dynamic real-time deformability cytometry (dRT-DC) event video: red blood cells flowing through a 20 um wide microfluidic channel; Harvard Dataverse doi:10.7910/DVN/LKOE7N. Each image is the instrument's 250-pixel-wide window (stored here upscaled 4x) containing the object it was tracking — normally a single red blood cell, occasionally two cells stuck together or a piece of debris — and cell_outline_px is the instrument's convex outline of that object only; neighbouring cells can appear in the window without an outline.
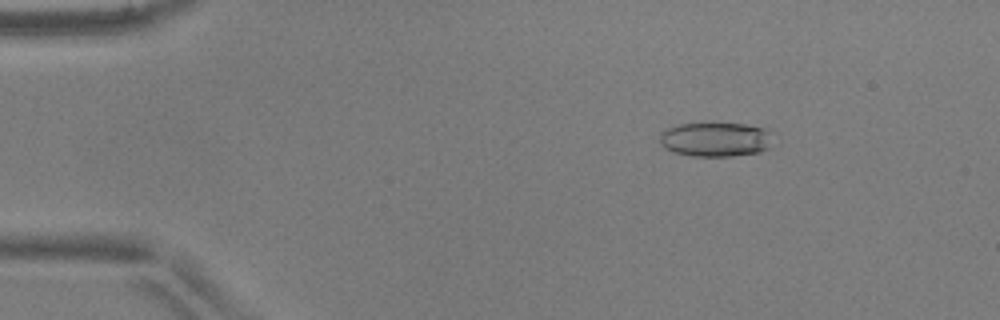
{"species": "common noctule bat (a hibernating species)", "species_latin": "Nyctalus noctula", "temperature_condition": "warm", "stored_images_in_passage": 52, "camera_frame_rate_fps": 3000, "um_per_image_px": 0.085, "animal": {"sex": "male", "body_mass_g": 17.9, "forearm_length_mm": 54.2}, "frame": {"image": 1, "passage_image": 8, "time_ms": 2.333, "image_size_px": [1000, 320], "cell_outline_px": [[768, 148], [760, 152], [732, 156], [692, 156], [672, 152], [664, 148], [660, 144], [660, 132], [668, 128], [680, 124], [744, 124], [768, 128]], "centroid_in_image_um": [60.76, 11.86], "position_along_channel_um": 24.2, "area_um2": 22.43}}
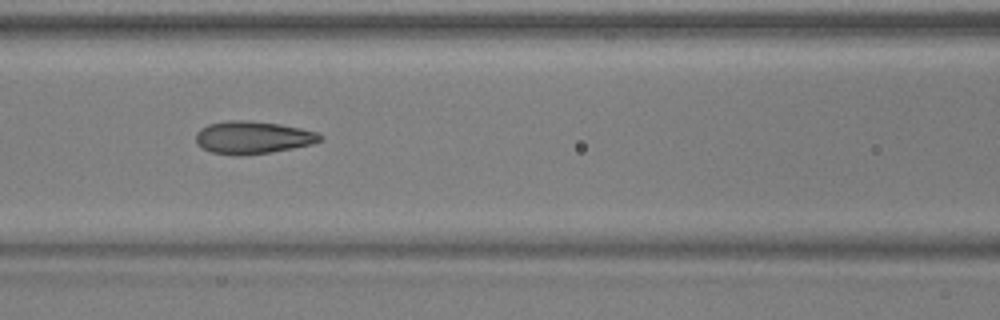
{"frame": {"image": 2, "passage_image": 23, "time_ms": 7.333, "image_size_px": [1000, 320], "cell_outline_px": [[324, 136], [320, 140], [312, 144], [292, 148], [268, 152], [236, 156], [212, 152], [196, 144], [196, 132], [200, 128], [208, 124], [228, 120], [248, 120], [280, 124], [300, 128], [316, 132]], "centroid_in_image_um": [21.45, 11.67], "position_along_channel_um": 145.1, "area_um2": 23.52}}
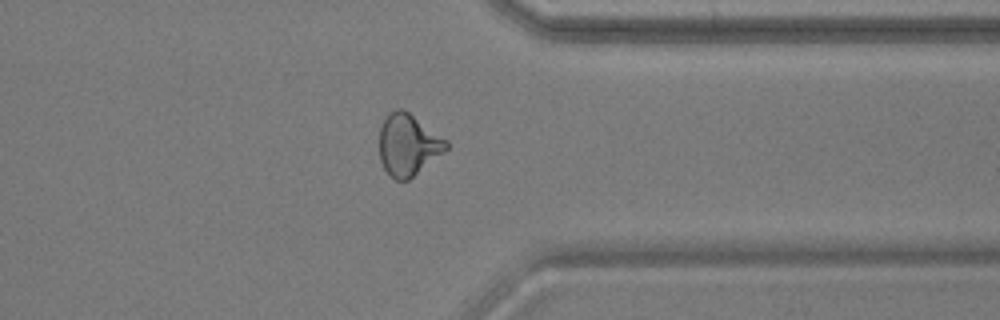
{"frame": {"image": 3, "passage_image": 41, "time_ms": 13.333, "image_size_px": [1000, 320], "cell_outline_px": [[448, 148], [444, 152], [408, 180], [396, 180], [384, 168], [380, 160], [380, 128], [384, 116], [396, 108], [400, 108], [408, 112], [448, 140]], "centroid_in_image_um": [34.68, 12.29], "position_along_channel_um": 376.7, "area_um2": 23.81}, "authors_computed_cell_mechanics": {"area_um2": 23.3801, "velocity_mm_per_s": 3.9284, "shape_relaxation_time_tau1_ms": 5.9266, "shape_relaxation_time_tau2_ms": 1.3009, "deformation_change_tau1": 0.1745, "deformation_change_tau2": 0.0745}}